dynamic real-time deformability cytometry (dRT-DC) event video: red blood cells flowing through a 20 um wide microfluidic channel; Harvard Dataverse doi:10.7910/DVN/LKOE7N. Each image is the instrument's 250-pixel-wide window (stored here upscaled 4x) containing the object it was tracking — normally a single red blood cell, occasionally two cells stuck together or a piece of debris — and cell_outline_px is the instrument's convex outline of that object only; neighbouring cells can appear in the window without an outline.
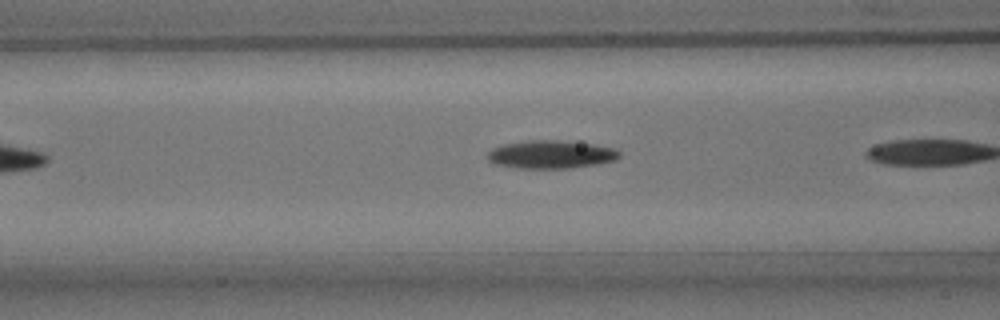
{"species": "common noctule bat (a hibernating species)", "species_latin": "Nyctalus noctula", "temperature_condition": "room temperature", "stored_images_in_passage": 7, "camera_frame_rate_fps": 3000, "um_per_image_px": 0.085, "animal": {"sex": "male", "body_mass_g": 15.6}, "frame": {"image": 1, "passage_image": 6, "time_ms": 1.667, "image_size_px": [1000, 320], "cell_outline_px": [[620, 156], [616, 160], [596, 164], [572, 168], [520, 168], [496, 164], [488, 160], [488, 152], [492, 148], [504, 144], [528, 140], [560, 140], [596, 144], [616, 148], [620, 152]], "centroid_in_image_um": [46.87, 13.12], "position_along_channel_um": 119.7, "area_um2": 21.68}}